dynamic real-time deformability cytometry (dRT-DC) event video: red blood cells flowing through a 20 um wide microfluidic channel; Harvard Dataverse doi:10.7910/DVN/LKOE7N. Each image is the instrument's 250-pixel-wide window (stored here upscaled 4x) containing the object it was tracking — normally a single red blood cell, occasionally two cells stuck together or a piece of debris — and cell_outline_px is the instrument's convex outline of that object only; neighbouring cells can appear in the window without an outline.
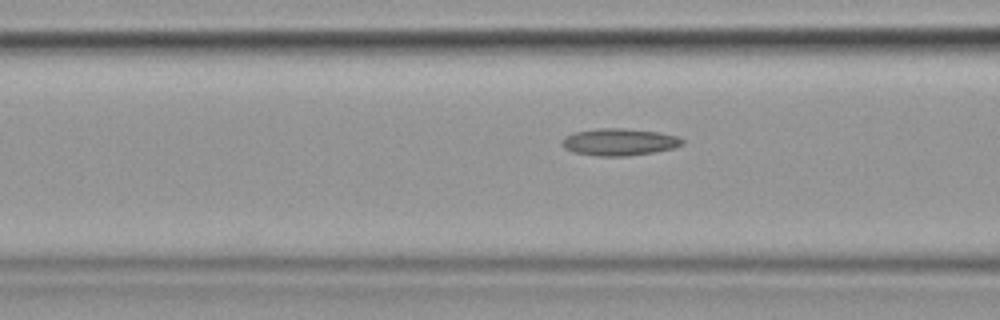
{"species": "common noctule bat (a hibernating species)", "species_latin": "Nyctalus noctula", "temperature_condition": "cold", "stored_images_in_passage": 17, "camera_frame_rate_fps": 3000, "um_per_image_px": 0.085, "animal": {"sex": "female", "body_mass_g": 19.9}, "frame": {"image": 1, "passage_image": 15, "time_ms": 4.667, "image_size_px": [1000, 320], "cell_outline_px": [[684, 144], [676, 148], [652, 152], [624, 156], [600, 156], [572, 152], [564, 148], [560, 144], [560, 140], [564, 136], [576, 132], [596, 128], [620, 128], [660, 132], [676, 136], [684, 140]], "centroid_in_image_um": [52.61, 12.06], "position_along_channel_um": 114.0, "area_um2": 19.07}}